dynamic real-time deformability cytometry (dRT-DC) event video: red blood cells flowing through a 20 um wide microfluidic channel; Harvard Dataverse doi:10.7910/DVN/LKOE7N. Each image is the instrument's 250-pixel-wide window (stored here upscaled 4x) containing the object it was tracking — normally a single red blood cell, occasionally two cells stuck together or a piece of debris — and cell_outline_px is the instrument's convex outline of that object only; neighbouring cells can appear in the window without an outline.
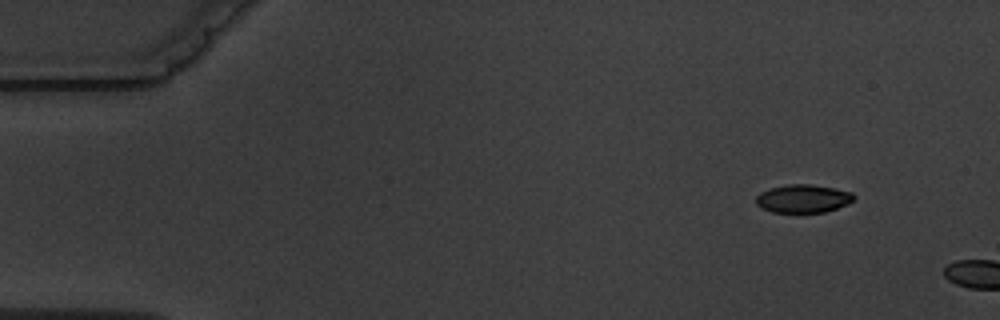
{"species": "common noctule bat (a hibernating species)", "species_latin": "Nyctalus noctula", "temperature_condition": "warm", "stored_images_in_passage": 2, "camera_frame_rate_fps": 3000, "um_per_image_px": 0.085, "animal": {"sex": "male", "body_mass_g": 19.5, "forearm_length_mm": 54.6}, "frame": {"image": 1, "passage_image": 1, "time_ms": 0.0, "image_size_px": [1000, 320], "cell_outline_px": [[856, 196], [848, 204], [824, 212], [772, 212], [760, 208], [756, 204], [756, 196], [760, 192], [772, 188], [788, 184], [808, 184], [832, 188], [852, 192]], "centroid_in_image_um": [68.24, 16.88], "position_along_channel_um": 16.8, "area_um2": 15.95}}